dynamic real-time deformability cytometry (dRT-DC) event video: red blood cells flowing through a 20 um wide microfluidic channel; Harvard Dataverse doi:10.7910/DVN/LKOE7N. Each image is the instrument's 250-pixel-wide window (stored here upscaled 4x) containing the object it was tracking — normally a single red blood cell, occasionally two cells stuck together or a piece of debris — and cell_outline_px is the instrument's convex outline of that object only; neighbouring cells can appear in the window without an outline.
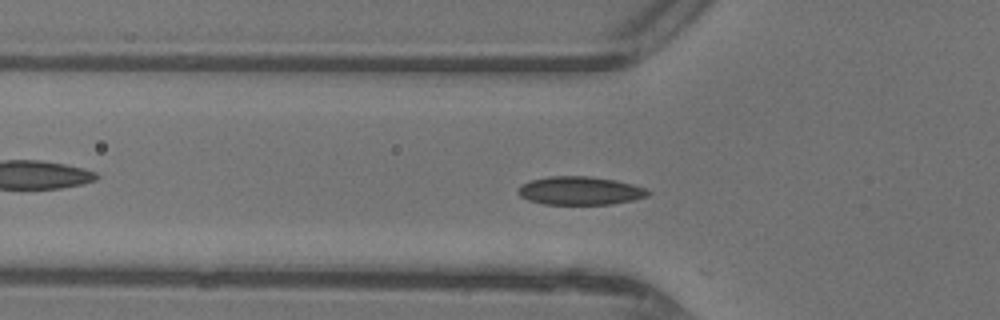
{"species": "common noctule bat (a hibernating species)", "species_latin": "Nyctalus noctula", "temperature_condition": "warm", "stored_images_in_passage": 14, "camera_frame_rate_fps": 3000, "um_per_image_px": 0.085, "animal": {"sex": "female"}, "frame": {"image": 1, "passage_image": 13, "time_ms": 4.0, "image_size_px": [1000, 320], "cell_outline_px": [[652, 192], [648, 196], [632, 200], [612, 204], [544, 204], [528, 200], [520, 196], [520, 188], [524, 184], [532, 180], [548, 176], [588, 176], [616, 180], [648, 188]], "centroid_in_image_um": [49.38, 16.21], "position_along_channel_um": 76.4, "area_um2": 21.33}}